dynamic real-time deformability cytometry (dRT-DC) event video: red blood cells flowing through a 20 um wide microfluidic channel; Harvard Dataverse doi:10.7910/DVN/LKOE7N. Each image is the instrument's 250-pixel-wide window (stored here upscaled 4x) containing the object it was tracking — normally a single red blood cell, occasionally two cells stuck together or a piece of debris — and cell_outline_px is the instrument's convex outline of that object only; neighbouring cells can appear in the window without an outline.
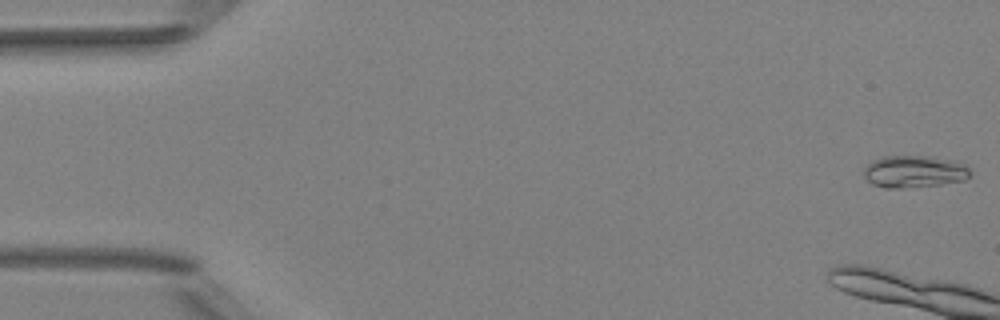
{"species": "Egyptian fruit bat (a non-hibernating species)", "species_latin": "Rousettus aegyptiacus", "temperature_condition": "room temperature", "stored_images_in_passage": 11, "camera_frame_rate_fps": 3000, "um_per_image_px": 0.085, "animal": {"sex": "female"}, "frame": {"image": 1, "passage_image": 1, "time_ms": 0.0, "image_size_px": [1000, 320], "cell_outline_px": [[972, 172], [964, 180], [940, 184], [904, 188], [884, 188], [872, 184], [864, 176], [864, 168], [872, 160], [884, 156], [924, 156], [948, 160], [964, 164]], "centroid_in_image_um": [77.66, 14.59], "position_along_channel_um": 7.3, "area_um2": 19.71}}